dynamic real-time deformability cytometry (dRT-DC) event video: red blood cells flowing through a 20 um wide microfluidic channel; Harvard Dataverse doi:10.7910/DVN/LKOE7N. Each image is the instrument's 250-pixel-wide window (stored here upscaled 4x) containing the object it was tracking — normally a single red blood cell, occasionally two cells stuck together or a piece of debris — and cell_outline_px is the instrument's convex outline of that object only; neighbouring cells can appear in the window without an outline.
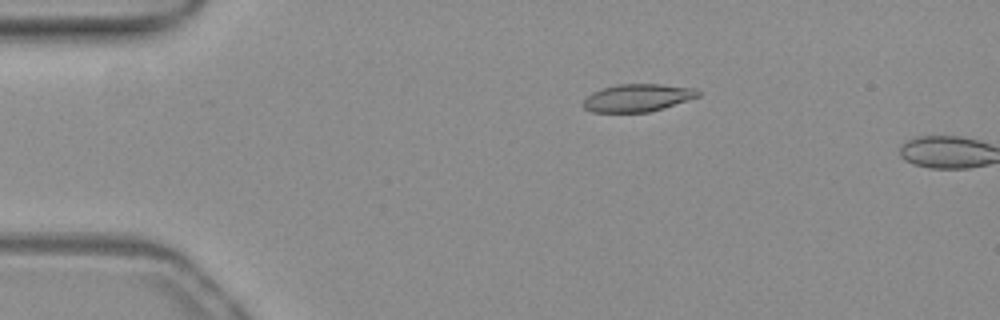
{"species": "common noctule bat (a hibernating species)", "species_latin": "Nyctalus noctula", "temperature_condition": "warm", "stored_images_in_passage": 11, "camera_frame_rate_fps": 3000, "um_per_image_px": 0.085, "animal": {"sex": "female", "body_mass_g": 19.3, "forearm_length_mm": 54.1}, "frame": {"image": 1, "passage_image": 10, "time_ms": 3.0, "image_size_px": [1000, 320], "cell_outline_px": [[700, 96], [664, 108], [648, 112], [592, 112], [584, 108], [580, 104], [592, 92], [600, 88], [616, 84], [660, 84], [692, 88], [700, 92]], "centroid_in_image_um": [54.15, 8.31], "position_along_channel_um": 30.9, "area_um2": 18.55}}